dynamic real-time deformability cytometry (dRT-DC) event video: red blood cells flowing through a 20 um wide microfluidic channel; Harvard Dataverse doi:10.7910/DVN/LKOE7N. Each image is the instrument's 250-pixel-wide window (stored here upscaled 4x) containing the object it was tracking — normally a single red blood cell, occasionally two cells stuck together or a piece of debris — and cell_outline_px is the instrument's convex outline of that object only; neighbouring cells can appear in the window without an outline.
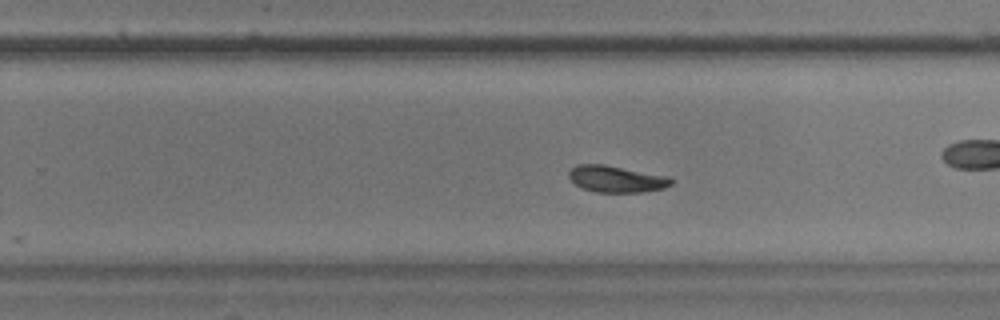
{"species": "common noctule bat (a hibernating species)", "species_latin": "Nyctalus noctula", "temperature_condition": "warm", "stored_images_in_passage": 39, "camera_frame_rate_fps": 3000, "um_per_image_px": 0.085, "animal": {"sex": "male", "body_mass_g": 17.9}, "frame": {"image": 1, "passage_image": 32, "time_ms": 10.333, "image_size_px": [1000, 320], "cell_outline_px": [[672, 184], [664, 188], [640, 192], [596, 192], [584, 188], [576, 184], [568, 176], [568, 172], [576, 164], [604, 164], [668, 176], [672, 180]], "centroid_in_image_um": [52.38, 15.2], "position_along_channel_um": 277.4, "area_um2": 15.72}}